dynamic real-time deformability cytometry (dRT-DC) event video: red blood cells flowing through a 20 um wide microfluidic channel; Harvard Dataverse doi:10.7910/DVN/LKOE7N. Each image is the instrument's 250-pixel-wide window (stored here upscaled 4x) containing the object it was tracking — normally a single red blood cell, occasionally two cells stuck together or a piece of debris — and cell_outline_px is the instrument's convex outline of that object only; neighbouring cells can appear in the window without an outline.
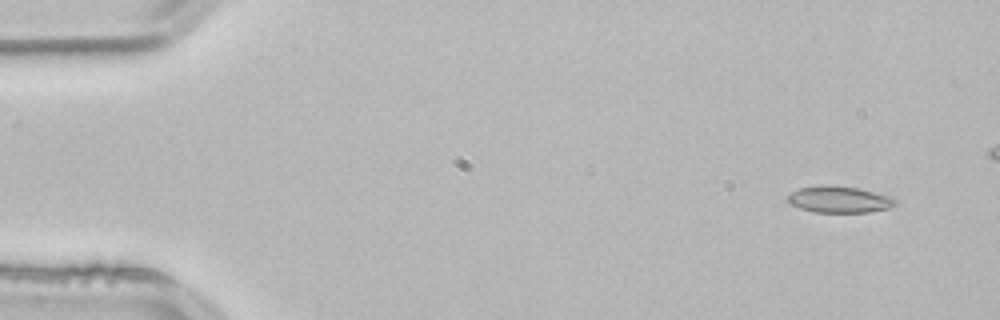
{"species": "common noctule bat (a hibernating species)", "species_latin": "Nyctalus noctula", "temperature_condition": "room temperature", "stored_images_in_passage": 5, "camera_frame_rate_fps": 3000, "um_per_image_px": 0.085, "animal": {"sex": "male", "body_mass_g": 21.5, "forearm_length_mm": 52.0}, "frame": {"image": 1, "passage_image": 1, "time_ms": 0.0, "image_size_px": [1000, 320], "cell_outline_px": [[896, 204], [888, 208], [868, 212], [812, 212], [800, 208], [792, 204], [788, 200], [788, 196], [792, 192], [800, 188], [820, 184], [828, 184], [860, 188], [892, 196], [896, 200]], "centroid_in_image_um": [71.36, 16.93], "position_along_channel_um": 13.6, "area_um2": 16.76}}